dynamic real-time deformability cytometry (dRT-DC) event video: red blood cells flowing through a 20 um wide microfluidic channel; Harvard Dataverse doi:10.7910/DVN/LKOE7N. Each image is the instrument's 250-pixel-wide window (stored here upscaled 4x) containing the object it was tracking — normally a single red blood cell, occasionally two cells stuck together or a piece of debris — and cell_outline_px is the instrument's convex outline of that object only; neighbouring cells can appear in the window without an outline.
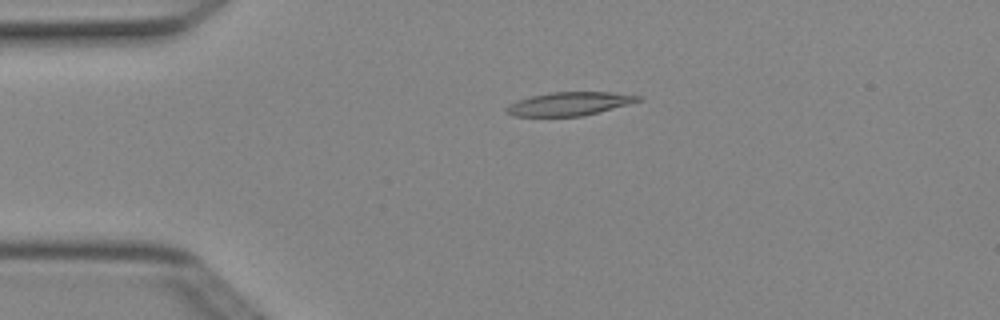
{"species": "Egyptian fruit bat (a non-hibernating species)", "species_latin": "Rousettus aegyptiacus", "temperature_condition": "cold", "stored_images_in_passage": 4, "camera_frame_rate_fps": 3000, "um_per_image_px": 0.085, "animal": {"sex": "female"}, "frame": {"image": 1, "passage_image": 3, "time_ms": 0.667, "image_size_px": [1000, 320], "cell_outline_px": [[644, 100], [584, 116], [512, 116], [504, 112], [504, 108], [508, 104], [516, 100], [532, 96], [552, 92], [612, 92], [644, 96]], "centroid_in_image_um": [48.4, 8.82], "position_along_channel_um": 36.6, "area_um2": 18.26}}